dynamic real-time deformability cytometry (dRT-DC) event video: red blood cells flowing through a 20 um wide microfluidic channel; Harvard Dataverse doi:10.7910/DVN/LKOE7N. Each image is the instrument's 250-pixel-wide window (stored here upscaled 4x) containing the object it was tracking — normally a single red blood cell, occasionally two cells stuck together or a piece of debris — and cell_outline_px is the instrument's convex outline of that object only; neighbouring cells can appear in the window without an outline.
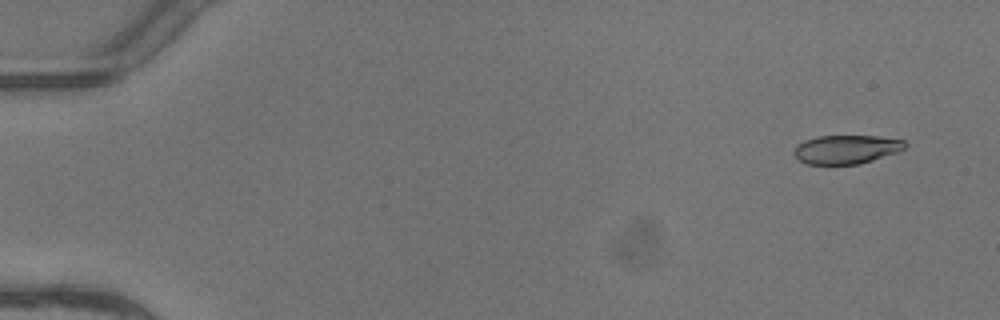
{"species": "common noctule bat (a hibernating species)", "species_latin": "Nyctalus noctula", "temperature_condition": "warm", "stored_images_in_passage": 7, "camera_frame_rate_fps": 3000, "um_per_image_px": 0.085, "animal": {"sex": "female"}, "frame": {"image": 1, "passage_image": 1, "time_ms": 0.0, "image_size_px": [1000, 320], "cell_outline_px": [[908, 144], [900, 152], [872, 160], [856, 164], [804, 164], [792, 152], [796, 144], [804, 140], [820, 136], [876, 136], [904, 140]], "centroid_in_image_um": [71.93, 12.69], "position_along_channel_um": 13.1, "area_um2": 18.67}}
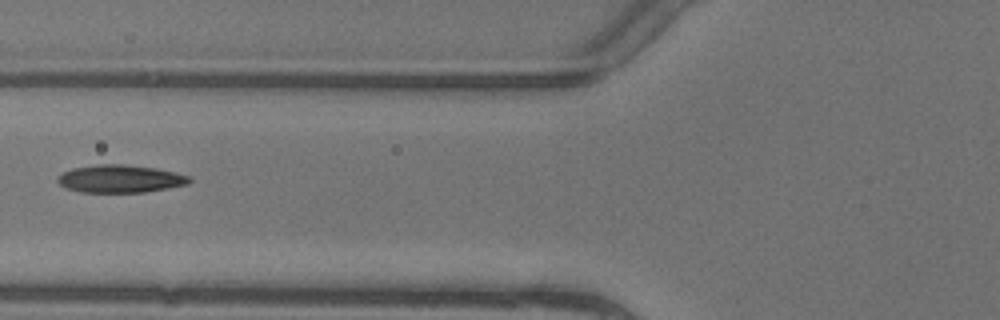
{"frame": {"image": 2, "passage_image": 6, "time_ms": 1.667, "image_size_px": [1000, 320], "cell_outline_px": [[192, 180], [188, 184], [168, 188], [144, 192], [80, 192], [68, 188], [60, 184], [56, 180], [64, 172], [72, 168], [96, 164], [124, 164], [156, 168], [176, 172], [192, 176]], "centroid_in_image_um": [10.27, 15.19], "position_along_channel_um": 115.5, "area_um2": 21.33}}
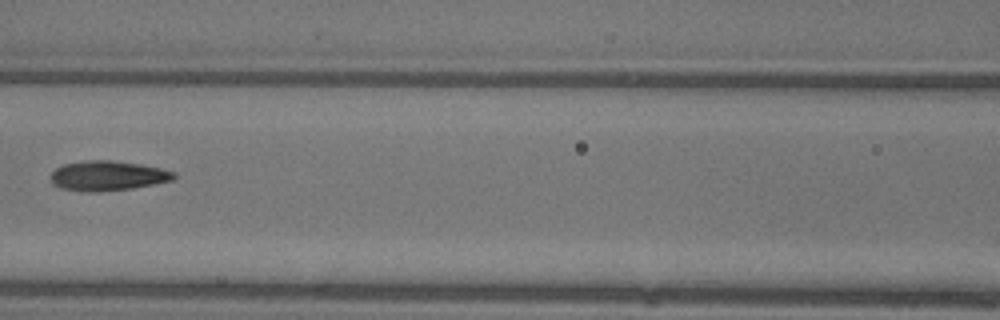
{"frame": {"image": 3, "passage_image": 7, "time_ms": 2.0, "image_size_px": [1000, 320], "cell_outline_px": [[176, 176], [172, 180], [132, 188], [100, 192], [88, 192], [60, 188], [52, 184], [52, 172], [56, 168], [64, 164], [84, 160], [112, 160], [140, 164], [160, 168], [176, 172]], "centroid_in_image_um": [9.14, 14.94], "position_along_channel_um": 157.5, "area_um2": 21.39}}